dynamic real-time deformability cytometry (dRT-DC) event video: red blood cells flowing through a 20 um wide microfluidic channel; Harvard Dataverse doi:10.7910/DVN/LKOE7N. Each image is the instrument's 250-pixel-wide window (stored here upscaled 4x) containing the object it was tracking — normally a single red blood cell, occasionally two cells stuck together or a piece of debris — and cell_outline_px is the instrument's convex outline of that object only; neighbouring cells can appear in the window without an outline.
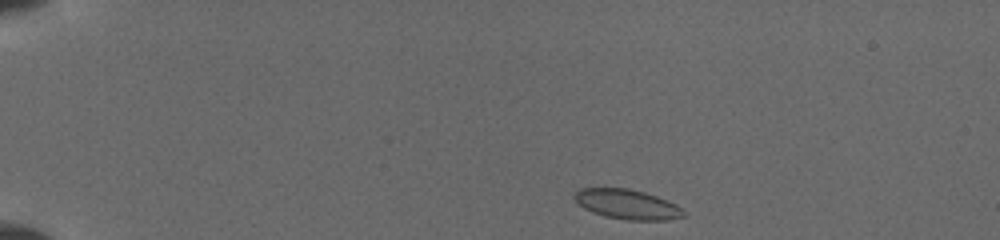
{"species": "common noctule bat (a hibernating species)", "species_latin": "Nyctalus noctula", "temperature_condition": "cold", "stored_images_in_passage": 15, "camera_frame_rate_fps": 3000, "um_per_image_px": 0.085, "animal": {"sex": "female", "body_mass_g": 19.5, "forearm_length_mm": 54.1}, "frame": {"image": 1, "passage_image": 1, "time_ms": 0.0, "image_size_px": [1000, 240], "cell_outline_px": [[688, 216], [668, 220], [624, 220], [604, 216], [592, 212], [584, 208], [572, 196], [580, 188], [628, 188], [644, 192], [656, 196], [676, 204]], "centroid_in_image_um": [53.33, 17.37], "position_along_channel_um": 31.7, "area_um2": 18.96}}
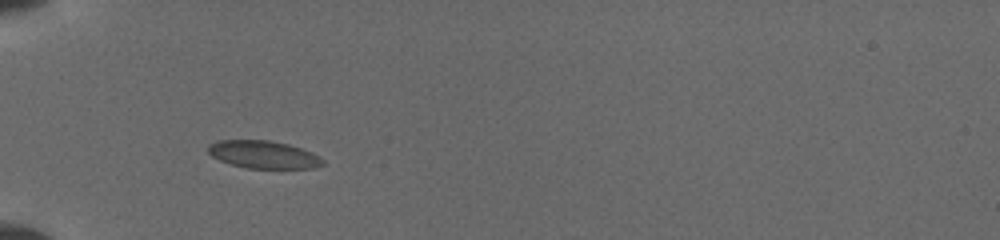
{"frame": {"image": 2, "passage_image": 14, "time_ms": 2.667, "image_size_px": [1000, 240], "cell_outline_px": [[324, 164], [312, 168], [244, 168], [220, 160], [212, 156], [208, 152], [208, 144], [220, 140], [268, 140], [288, 144], [312, 152], [320, 156], [324, 160]], "centroid_in_image_um": [22.4, 13.13], "position_along_channel_um": 62.6, "area_um2": 18.44}}